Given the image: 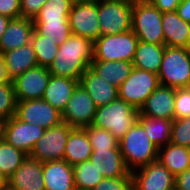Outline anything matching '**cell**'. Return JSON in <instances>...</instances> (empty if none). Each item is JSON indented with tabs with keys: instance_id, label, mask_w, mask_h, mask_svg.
<instances>
[{
	"instance_id": "obj_14",
	"label": "cell",
	"mask_w": 190,
	"mask_h": 190,
	"mask_svg": "<svg viewBox=\"0 0 190 190\" xmlns=\"http://www.w3.org/2000/svg\"><path fill=\"white\" fill-rule=\"evenodd\" d=\"M72 34L95 41L101 36L98 2L73 4L68 16Z\"/></svg>"
},
{
	"instance_id": "obj_41",
	"label": "cell",
	"mask_w": 190,
	"mask_h": 190,
	"mask_svg": "<svg viewBox=\"0 0 190 190\" xmlns=\"http://www.w3.org/2000/svg\"><path fill=\"white\" fill-rule=\"evenodd\" d=\"M0 15L11 19L21 17L20 0H0Z\"/></svg>"
},
{
	"instance_id": "obj_12",
	"label": "cell",
	"mask_w": 190,
	"mask_h": 190,
	"mask_svg": "<svg viewBox=\"0 0 190 190\" xmlns=\"http://www.w3.org/2000/svg\"><path fill=\"white\" fill-rule=\"evenodd\" d=\"M15 116L29 124L49 129L62 122V113L43 99L17 101Z\"/></svg>"
},
{
	"instance_id": "obj_25",
	"label": "cell",
	"mask_w": 190,
	"mask_h": 190,
	"mask_svg": "<svg viewBox=\"0 0 190 190\" xmlns=\"http://www.w3.org/2000/svg\"><path fill=\"white\" fill-rule=\"evenodd\" d=\"M92 152L93 149L85 128H73L65 146L63 160L74 166L89 160Z\"/></svg>"
},
{
	"instance_id": "obj_32",
	"label": "cell",
	"mask_w": 190,
	"mask_h": 190,
	"mask_svg": "<svg viewBox=\"0 0 190 190\" xmlns=\"http://www.w3.org/2000/svg\"><path fill=\"white\" fill-rule=\"evenodd\" d=\"M73 172L75 188L79 190H93L104 178L90 160L74 165Z\"/></svg>"
},
{
	"instance_id": "obj_30",
	"label": "cell",
	"mask_w": 190,
	"mask_h": 190,
	"mask_svg": "<svg viewBox=\"0 0 190 190\" xmlns=\"http://www.w3.org/2000/svg\"><path fill=\"white\" fill-rule=\"evenodd\" d=\"M137 121L143 126L150 140L158 148L170 142L173 120L138 116Z\"/></svg>"
},
{
	"instance_id": "obj_8",
	"label": "cell",
	"mask_w": 190,
	"mask_h": 190,
	"mask_svg": "<svg viewBox=\"0 0 190 190\" xmlns=\"http://www.w3.org/2000/svg\"><path fill=\"white\" fill-rule=\"evenodd\" d=\"M133 3L98 1V19L101 36L114 35L132 30Z\"/></svg>"
},
{
	"instance_id": "obj_6",
	"label": "cell",
	"mask_w": 190,
	"mask_h": 190,
	"mask_svg": "<svg viewBox=\"0 0 190 190\" xmlns=\"http://www.w3.org/2000/svg\"><path fill=\"white\" fill-rule=\"evenodd\" d=\"M138 42L139 39L132 30L100 36L93 42V59L132 62Z\"/></svg>"
},
{
	"instance_id": "obj_33",
	"label": "cell",
	"mask_w": 190,
	"mask_h": 190,
	"mask_svg": "<svg viewBox=\"0 0 190 190\" xmlns=\"http://www.w3.org/2000/svg\"><path fill=\"white\" fill-rule=\"evenodd\" d=\"M30 43L35 51L38 65L49 68L58 53L59 45L47 36L39 35L35 30L32 33Z\"/></svg>"
},
{
	"instance_id": "obj_11",
	"label": "cell",
	"mask_w": 190,
	"mask_h": 190,
	"mask_svg": "<svg viewBox=\"0 0 190 190\" xmlns=\"http://www.w3.org/2000/svg\"><path fill=\"white\" fill-rule=\"evenodd\" d=\"M96 109L87 91L78 84L62 113V121L73 128L88 127L93 123Z\"/></svg>"
},
{
	"instance_id": "obj_36",
	"label": "cell",
	"mask_w": 190,
	"mask_h": 190,
	"mask_svg": "<svg viewBox=\"0 0 190 190\" xmlns=\"http://www.w3.org/2000/svg\"><path fill=\"white\" fill-rule=\"evenodd\" d=\"M17 99L13 83H0V123L15 116Z\"/></svg>"
},
{
	"instance_id": "obj_5",
	"label": "cell",
	"mask_w": 190,
	"mask_h": 190,
	"mask_svg": "<svg viewBox=\"0 0 190 190\" xmlns=\"http://www.w3.org/2000/svg\"><path fill=\"white\" fill-rule=\"evenodd\" d=\"M160 85L172 88L190 87V48L166 46L158 72Z\"/></svg>"
},
{
	"instance_id": "obj_42",
	"label": "cell",
	"mask_w": 190,
	"mask_h": 190,
	"mask_svg": "<svg viewBox=\"0 0 190 190\" xmlns=\"http://www.w3.org/2000/svg\"><path fill=\"white\" fill-rule=\"evenodd\" d=\"M161 13L174 12L182 0H149Z\"/></svg>"
},
{
	"instance_id": "obj_15",
	"label": "cell",
	"mask_w": 190,
	"mask_h": 190,
	"mask_svg": "<svg viewBox=\"0 0 190 190\" xmlns=\"http://www.w3.org/2000/svg\"><path fill=\"white\" fill-rule=\"evenodd\" d=\"M51 73L47 67L35 66L12 80L17 101L42 99Z\"/></svg>"
},
{
	"instance_id": "obj_23",
	"label": "cell",
	"mask_w": 190,
	"mask_h": 190,
	"mask_svg": "<svg viewBox=\"0 0 190 190\" xmlns=\"http://www.w3.org/2000/svg\"><path fill=\"white\" fill-rule=\"evenodd\" d=\"M78 84L79 80L54 76L51 74L42 99L49 103L53 108L57 109L60 113H63Z\"/></svg>"
},
{
	"instance_id": "obj_17",
	"label": "cell",
	"mask_w": 190,
	"mask_h": 190,
	"mask_svg": "<svg viewBox=\"0 0 190 190\" xmlns=\"http://www.w3.org/2000/svg\"><path fill=\"white\" fill-rule=\"evenodd\" d=\"M42 162L27 157L21 166L7 179L17 190H45Z\"/></svg>"
},
{
	"instance_id": "obj_37",
	"label": "cell",
	"mask_w": 190,
	"mask_h": 190,
	"mask_svg": "<svg viewBox=\"0 0 190 190\" xmlns=\"http://www.w3.org/2000/svg\"><path fill=\"white\" fill-rule=\"evenodd\" d=\"M170 142L175 145L190 147V117L173 120Z\"/></svg>"
},
{
	"instance_id": "obj_1",
	"label": "cell",
	"mask_w": 190,
	"mask_h": 190,
	"mask_svg": "<svg viewBox=\"0 0 190 190\" xmlns=\"http://www.w3.org/2000/svg\"><path fill=\"white\" fill-rule=\"evenodd\" d=\"M93 60V41L71 34L58 47V53L48 68L54 76L80 80Z\"/></svg>"
},
{
	"instance_id": "obj_10",
	"label": "cell",
	"mask_w": 190,
	"mask_h": 190,
	"mask_svg": "<svg viewBox=\"0 0 190 190\" xmlns=\"http://www.w3.org/2000/svg\"><path fill=\"white\" fill-rule=\"evenodd\" d=\"M46 129L19 120L16 116L0 123V136L10 145L30 155Z\"/></svg>"
},
{
	"instance_id": "obj_9",
	"label": "cell",
	"mask_w": 190,
	"mask_h": 190,
	"mask_svg": "<svg viewBox=\"0 0 190 190\" xmlns=\"http://www.w3.org/2000/svg\"><path fill=\"white\" fill-rule=\"evenodd\" d=\"M72 129L73 127L62 121L45 130L29 157L40 162L63 160L65 146Z\"/></svg>"
},
{
	"instance_id": "obj_48",
	"label": "cell",
	"mask_w": 190,
	"mask_h": 190,
	"mask_svg": "<svg viewBox=\"0 0 190 190\" xmlns=\"http://www.w3.org/2000/svg\"><path fill=\"white\" fill-rule=\"evenodd\" d=\"M0 190H17L16 188H13L8 183L4 184L2 187H0Z\"/></svg>"
},
{
	"instance_id": "obj_3",
	"label": "cell",
	"mask_w": 190,
	"mask_h": 190,
	"mask_svg": "<svg viewBox=\"0 0 190 190\" xmlns=\"http://www.w3.org/2000/svg\"><path fill=\"white\" fill-rule=\"evenodd\" d=\"M139 110L120 98L96 109L92 126L111 132L120 141L137 122Z\"/></svg>"
},
{
	"instance_id": "obj_4",
	"label": "cell",
	"mask_w": 190,
	"mask_h": 190,
	"mask_svg": "<svg viewBox=\"0 0 190 190\" xmlns=\"http://www.w3.org/2000/svg\"><path fill=\"white\" fill-rule=\"evenodd\" d=\"M132 31L141 42L165 45L162 13L149 0L133 3Z\"/></svg>"
},
{
	"instance_id": "obj_21",
	"label": "cell",
	"mask_w": 190,
	"mask_h": 190,
	"mask_svg": "<svg viewBox=\"0 0 190 190\" xmlns=\"http://www.w3.org/2000/svg\"><path fill=\"white\" fill-rule=\"evenodd\" d=\"M165 46L190 48V23L181 19L177 12L162 13Z\"/></svg>"
},
{
	"instance_id": "obj_43",
	"label": "cell",
	"mask_w": 190,
	"mask_h": 190,
	"mask_svg": "<svg viewBox=\"0 0 190 190\" xmlns=\"http://www.w3.org/2000/svg\"><path fill=\"white\" fill-rule=\"evenodd\" d=\"M175 190H190V168L175 177Z\"/></svg>"
},
{
	"instance_id": "obj_18",
	"label": "cell",
	"mask_w": 190,
	"mask_h": 190,
	"mask_svg": "<svg viewBox=\"0 0 190 190\" xmlns=\"http://www.w3.org/2000/svg\"><path fill=\"white\" fill-rule=\"evenodd\" d=\"M45 190H76L73 166L65 160L42 162Z\"/></svg>"
},
{
	"instance_id": "obj_47",
	"label": "cell",
	"mask_w": 190,
	"mask_h": 190,
	"mask_svg": "<svg viewBox=\"0 0 190 190\" xmlns=\"http://www.w3.org/2000/svg\"><path fill=\"white\" fill-rule=\"evenodd\" d=\"M100 0H72L74 4H81V3H97Z\"/></svg>"
},
{
	"instance_id": "obj_44",
	"label": "cell",
	"mask_w": 190,
	"mask_h": 190,
	"mask_svg": "<svg viewBox=\"0 0 190 190\" xmlns=\"http://www.w3.org/2000/svg\"><path fill=\"white\" fill-rule=\"evenodd\" d=\"M176 12L181 19L190 23V0H182Z\"/></svg>"
},
{
	"instance_id": "obj_7",
	"label": "cell",
	"mask_w": 190,
	"mask_h": 190,
	"mask_svg": "<svg viewBox=\"0 0 190 190\" xmlns=\"http://www.w3.org/2000/svg\"><path fill=\"white\" fill-rule=\"evenodd\" d=\"M159 86L158 74L133 67L130 76L118 87V98L140 110Z\"/></svg>"
},
{
	"instance_id": "obj_24",
	"label": "cell",
	"mask_w": 190,
	"mask_h": 190,
	"mask_svg": "<svg viewBox=\"0 0 190 190\" xmlns=\"http://www.w3.org/2000/svg\"><path fill=\"white\" fill-rule=\"evenodd\" d=\"M5 66L10 81L22 75L24 72L38 65L35 51L31 43L9 50L3 54Z\"/></svg>"
},
{
	"instance_id": "obj_13",
	"label": "cell",
	"mask_w": 190,
	"mask_h": 190,
	"mask_svg": "<svg viewBox=\"0 0 190 190\" xmlns=\"http://www.w3.org/2000/svg\"><path fill=\"white\" fill-rule=\"evenodd\" d=\"M131 173L133 190H175V176L158 160Z\"/></svg>"
},
{
	"instance_id": "obj_50",
	"label": "cell",
	"mask_w": 190,
	"mask_h": 190,
	"mask_svg": "<svg viewBox=\"0 0 190 190\" xmlns=\"http://www.w3.org/2000/svg\"><path fill=\"white\" fill-rule=\"evenodd\" d=\"M105 1H121L125 3H134L136 0H105Z\"/></svg>"
},
{
	"instance_id": "obj_19",
	"label": "cell",
	"mask_w": 190,
	"mask_h": 190,
	"mask_svg": "<svg viewBox=\"0 0 190 190\" xmlns=\"http://www.w3.org/2000/svg\"><path fill=\"white\" fill-rule=\"evenodd\" d=\"M33 31L32 19L25 17L11 19L0 39V53L29 44Z\"/></svg>"
},
{
	"instance_id": "obj_46",
	"label": "cell",
	"mask_w": 190,
	"mask_h": 190,
	"mask_svg": "<svg viewBox=\"0 0 190 190\" xmlns=\"http://www.w3.org/2000/svg\"><path fill=\"white\" fill-rule=\"evenodd\" d=\"M10 20H11V18L0 15V39H1L4 31L6 30V27Z\"/></svg>"
},
{
	"instance_id": "obj_27",
	"label": "cell",
	"mask_w": 190,
	"mask_h": 190,
	"mask_svg": "<svg viewBox=\"0 0 190 190\" xmlns=\"http://www.w3.org/2000/svg\"><path fill=\"white\" fill-rule=\"evenodd\" d=\"M165 48V45L139 41L132 60L133 67L158 74Z\"/></svg>"
},
{
	"instance_id": "obj_40",
	"label": "cell",
	"mask_w": 190,
	"mask_h": 190,
	"mask_svg": "<svg viewBox=\"0 0 190 190\" xmlns=\"http://www.w3.org/2000/svg\"><path fill=\"white\" fill-rule=\"evenodd\" d=\"M47 0H20L21 17L34 19Z\"/></svg>"
},
{
	"instance_id": "obj_49",
	"label": "cell",
	"mask_w": 190,
	"mask_h": 190,
	"mask_svg": "<svg viewBox=\"0 0 190 190\" xmlns=\"http://www.w3.org/2000/svg\"><path fill=\"white\" fill-rule=\"evenodd\" d=\"M7 183V180L4 178V176L0 173V187H2L4 184Z\"/></svg>"
},
{
	"instance_id": "obj_38",
	"label": "cell",
	"mask_w": 190,
	"mask_h": 190,
	"mask_svg": "<svg viewBox=\"0 0 190 190\" xmlns=\"http://www.w3.org/2000/svg\"><path fill=\"white\" fill-rule=\"evenodd\" d=\"M190 117V87L175 89L174 119Z\"/></svg>"
},
{
	"instance_id": "obj_29",
	"label": "cell",
	"mask_w": 190,
	"mask_h": 190,
	"mask_svg": "<svg viewBox=\"0 0 190 190\" xmlns=\"http://www.w3.org/2000/svg\"><path fill=\"white\" fill-rule=\"evenodd\" d=\"M73 4L72 0H47L33 23H69L68 16Z\"/></svg>"
},
{
	"instance_id": "obj_35",
	"label": "cell",
	"mask_w": 190,
	"mask_h": 190,
	"mask_svg": "<svg viewBox=\"0 0 190 190\" xmlns=\"http://www.w3.org/2000/svg\"><path fill=\"white\" fill-rule=\"evenodd\" d=\"M34 30L41 36H47L56 44H63L72 34L69 23H33Z\"/></svg>"
},
{
	"instance_id": "obj_2",
	"label": "cell",
	"mask_w": 190,
	"mask_h": 190,
	"mask_svg": "<svg viewBox=\"0 0 190 190\" xmlns=\"http://www.w3.org/2000/svg\"><path fill=\"white\" fill-rule=\"evenodd\" d=\"M119 149L131 172L158 159V147L138 121L119 141Z\"/></svg>"
},
{
	"instance_id": "obj_28",
	"label": "cell",
	"mask_w": 190,
	"mask_h": 190,
	"mask_svg": "<svg viewBox=\"0 0 190 190\" xmlns=\"http://www.w3.org/2000/svg\"><path fill=\"white\" fill-rule=\"evenodd\" d=\"M90 68L117 88L130 76L133 63L128 61H102L93 59Z\"/></svg>"
},
{
	"instance_id": "obj_45",
	"label": "cell",
	"mask_w": 190,
	"mask_h": 190,
	"mask_svg": "<svg viewBox=\"0 0 190 190\" xmlns=\"http://www.w3.org/2000/svg\"><path fill=\"white\" fill-rule=\"evenodd\" d=\"M5 82H11V81L8 78L4 57L0 53V83H5Z\"/></svg>"
},
{
	"instance_id": "obj_26",
	"label": "cell",
	"mask_w": 190,
	"mask_h": 190,
	"mask_svg": "<svg viewBox=\"0 0 190 190\" xmlns=\"http://www.w3.org/2000/svg\"><path fill=\"white\" fill-rule=\"evenodd\" d=\"M175 177L190 168V150L169 142L158 148V159Z\"/></svg>"
},
{
	"instance_id": "obj_39",
	"label": "cell",
	"mask_w": 190,
	"mask_h": 190,
	"mask_svg": "<svg viewBox=\"0 0 190 190\" xmlns=\"http://www.w3.org/2000/svg\"><path fill=\"white\" fill-rule=\"evenodd\" d=\"M93 190H133L132 173L118 178H103Z\"/></svg>"
},
{
	"instance_id": "obj_22",
	"label": "cell",
	"mask_w": 190,
	"mask_h": 190,
	"mask_svg": "<svg viewBox=\"0 0 190 190\" xmlns=\"http://www.w3.org/2000/svg\"><path fill=\"white\" fill-rule=\"evenodd\" d=\"M89 160L95 164L104 178L123 177L131 172L125 164L120 149L93 150Z\"/></svg>"
},
{
	"instance_id": "obj_16",
	"label": "cell",
	"mask_w": 190,
	"mask_h": 190,
	"mask_svg": "<svg viewBox=\"0 0 190 190\" xmlns=\"http://www.w3.org/2000/svg\"><path fill=\"white\" fill-rule=\"evenodd\" d=\"M175 88L160 85L145 101L139 116L174 120Z\"/></svg>"
},
{
	"instance_id": "obj_20",
	"label": "cell",
	"mask_w": 190,
	"mask_h": 190,
	"mask_svg": "<svg viewBox=\"0 0 190 190\" xmlns=\"http://www.w3.org/2000/svg\"><path fill=\"white\" fill-rule=\"evenodd\" d=\"M79 84L87 91L97 107L107 105L118 98V88L101 78L90 67L81 76Z\"/></svg>"
},
{
	"instance_id": "obj_34",
	"label": "cell",
	"mask_w": 190,
	"mask_h": 190,
	"mask_svg": "<svg viewBox=\"0 0 190 190\" xmlns=\"http://www.w3.org/2000/svg\"><path fill=\"white\" fill-rule=\"evenodd\" d=\"M93 150L119 149V141L108 130L94 127H85Z\"/></svg>"
},
{
	"instance_id": "obj_31",
	"label": "cell",
	"mask_w": 190,
	"mask_h": 190,
	"mask_svg": "<svg viewBox=\"0 0 190 190\" xmlns=\"http://www.w3.org/2000/svg\"><path fill=\"white\" fill-rule=\"evenodd\" d=\"M28 156L0 136V173L6 180L21 166Z\"/></svg>"
}]
</instances>
